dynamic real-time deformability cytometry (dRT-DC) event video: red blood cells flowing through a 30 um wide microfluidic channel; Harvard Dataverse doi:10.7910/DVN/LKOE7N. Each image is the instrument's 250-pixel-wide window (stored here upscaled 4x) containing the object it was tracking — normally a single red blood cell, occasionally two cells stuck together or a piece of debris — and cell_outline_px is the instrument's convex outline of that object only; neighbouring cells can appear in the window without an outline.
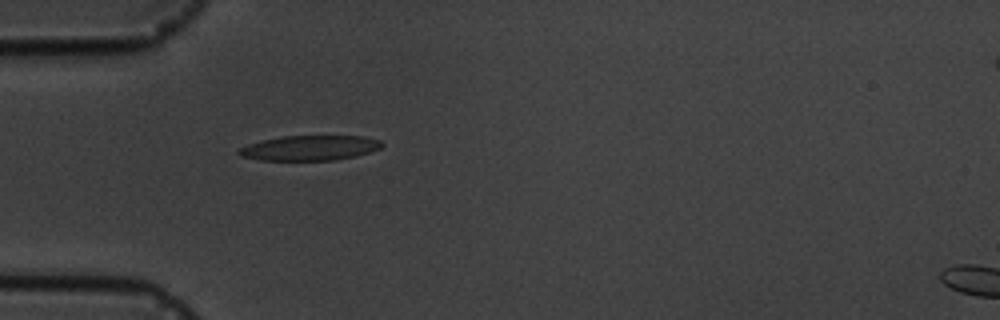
{"species": "common noctule bat (a hibernating species)", "species_latin": "Nyctalus noctula", "temperature_condition": "cold", "stored_images_in_passage": 2, "camera_frame_rate_fps": 3000, "um_per_image_px": 0.085, "animal": {"sex": "male", "body_mass_g": 19.5, "forearm_length_mm": 54.6}, "frame": {"image": 1, "passage_image": 1, "time_ms": 0.0, "image_size_px": [1000, 320], "cell_outline_px": [[384, 144], [380, 148], [356, 156], [336, 160], [260, 160], [240, 156], [236, 152], [240, 148], [248, 144], [264, 140], [284, 136], [364, 136], [380, 140]], "centroid_in_image_um": [26.34, 12.58], "position_along_channel_um": 58.7, "area_um2": 20.75}}